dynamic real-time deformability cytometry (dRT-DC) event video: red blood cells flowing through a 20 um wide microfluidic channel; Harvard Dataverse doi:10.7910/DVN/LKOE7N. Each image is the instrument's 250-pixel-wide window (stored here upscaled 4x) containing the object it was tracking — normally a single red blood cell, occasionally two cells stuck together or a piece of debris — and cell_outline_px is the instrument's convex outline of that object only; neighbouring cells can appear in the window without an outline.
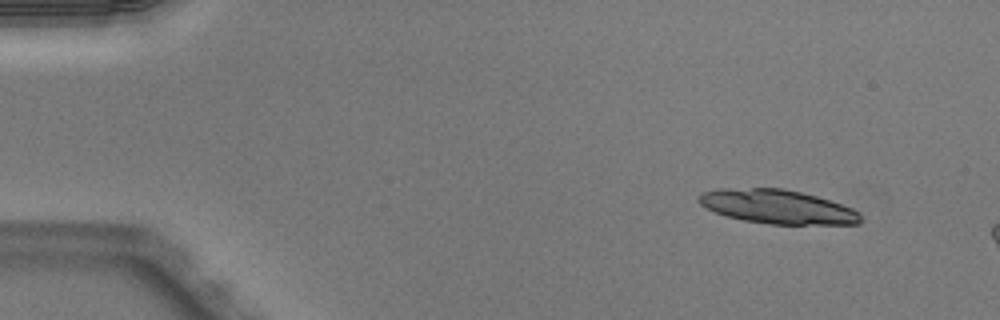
{"species": "Egyptian fruit bat (a non-hibernating species)", "species_latin": "Rousettus aegyptiacus", "temperature_condition": "warm", "stored_images_in_passage": 7, "camera_frame_rate_fps": 3000, "um_per_image_px": 0.085, "animal": {"sex": "male"}, "frame": {"image": 1, "passage_image": 1, "time_ms": 0.0, "image_size_px": [1000, 320], "cell_outline_px": [[860, 224], [768, 224], [744, 220], [724, 216], [700, 204], [696, 200], [704, 192], [720, 188], [784, 188], [816, 196], [852, 208], [860, 212]], "centroid_in_image_um": [66.07, 17.57], "position_along_channel_um": 18.9, "area_um2": 31.85}}